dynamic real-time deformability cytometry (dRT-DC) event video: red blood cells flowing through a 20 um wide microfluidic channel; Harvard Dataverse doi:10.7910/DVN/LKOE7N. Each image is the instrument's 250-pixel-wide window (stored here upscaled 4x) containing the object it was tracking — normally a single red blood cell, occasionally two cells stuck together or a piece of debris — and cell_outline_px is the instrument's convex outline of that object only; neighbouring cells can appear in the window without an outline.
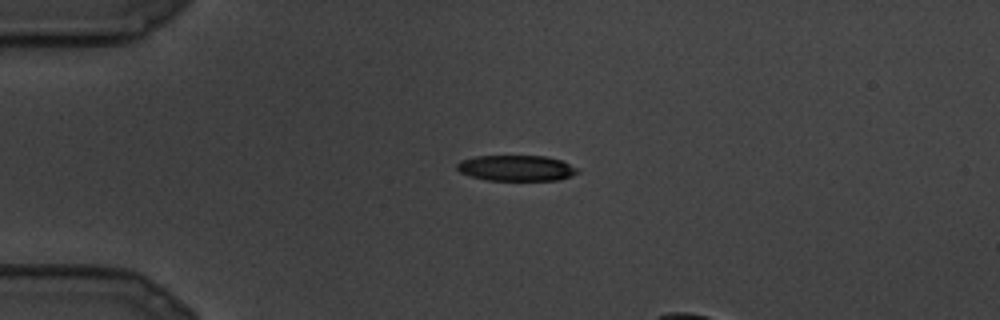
{"species": "common noctule bat (a hibernating species)", "species_latin": "Nyctalus noctula", "temperature_condition": "cold", "stored_images_in_passage": 4, "camera_frame_rate_fps": 3000, "um_per_image_px": 0.085, "animal": {"sex": "male", "body_mass_g": 19.5, "forearm_length_mm": 54.6}, "frame": {"image": 1, "passage_image": 1, "time_ms": 0.0, "image_size_px": [1000, 320], "cell_outline_px": [[580, 172], [572, 176], [560, 180], [488, 180], [472, 176], [460, 172], [456, 168], [456, 164], [460, 160], [476, 156], [544, 156], [560, 160], [580, 168]], "centroid_in_image_um": [43.92, 14.29], "position_along_channel_um": 41.1, "area_um2": 18.15}}
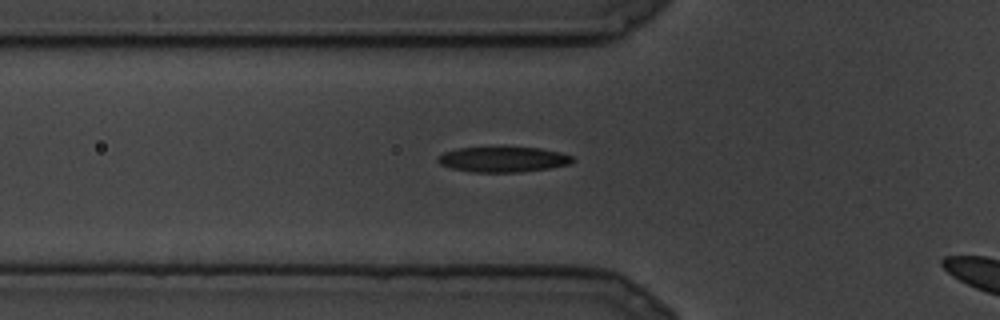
{"frame": {"image": 2, "passage_image": 4, "time_ms": 1.0, "image_size_px": [1000, 320], "cell_outline_px": [[576, 160], [572, 164], [548, 168], [520, 172], [472, 172], [452, 168], [440, 164], [436, 160], [436, 156], [444, 152], [456, 148], [500, 144], [540, 148], [560, 152], [572, 156]], "centroid_in_image_um": [42.74, 13.49], "position_along_channel_um": 83.1, "area_um2": 21.04}}